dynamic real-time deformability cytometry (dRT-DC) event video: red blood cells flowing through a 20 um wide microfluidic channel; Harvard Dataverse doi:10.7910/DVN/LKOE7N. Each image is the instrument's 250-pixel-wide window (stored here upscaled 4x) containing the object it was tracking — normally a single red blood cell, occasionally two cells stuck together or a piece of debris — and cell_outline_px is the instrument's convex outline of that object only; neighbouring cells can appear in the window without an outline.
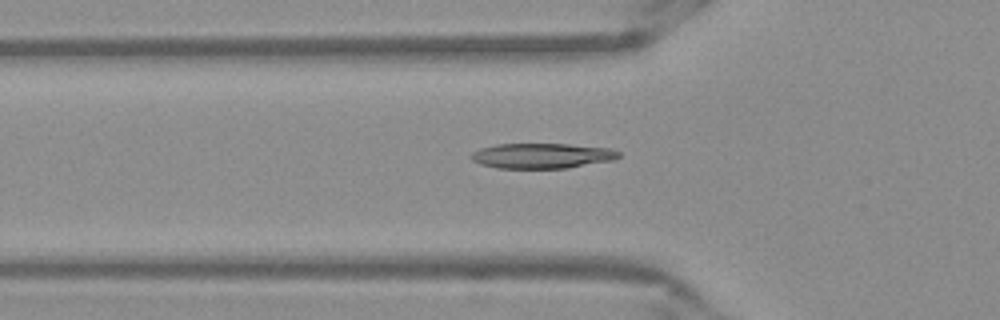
{"species": "Egyptian fruit bat (a non-hibernating species)", "species_latin": "Rousettus aegyptiacus", "temperature_condition": "warm", "stored_images_in_passage": 38, "camera_frame_rate_fps": 3000, "um_per_image_px": 0.085, "frame": {"image": 1, "passage_image": 4, "time_ms": 1.0, "image_size_px": [1000, 320], "cell_outline_px": [[620, 156], [612, 160], [568, 168], [496, 168], [480, 164], [472, 160], [468, 156], [472, 152], [480, 148], [496, 144], [568, 144], [608, 148], [620, 152]], "centroid_in_image_um": [46.01, 13.24], "position_along_channel_um": 79.8, "area_um2": 21.68}}
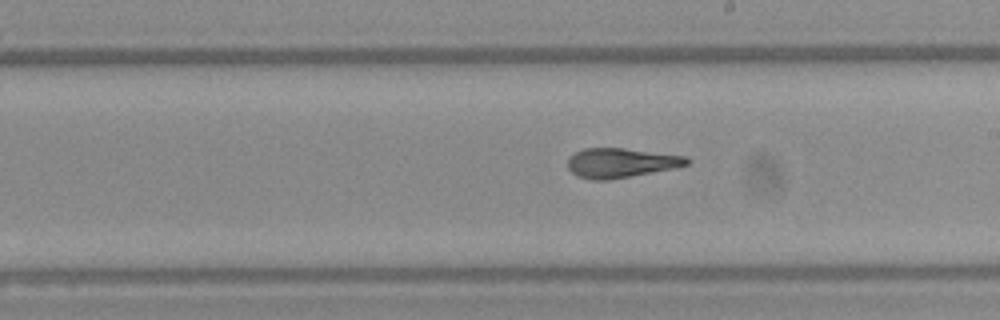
{"frame": {"image": 2, "passage_image": 16, "time_ms": 5.0, "image_size_px": [1000, 320], "cell_outline_px": [[692, 160], [688, 164], [676, 168], [608, 180], [592, 180], [576, 176], [568, 168], [568, 156], [584, 148], [624, 148], [688, 156]], "centroid_in_image_um": [52.79, 13.84], "position_along_channel_um": 236.2, "area_um2": 20.69}}
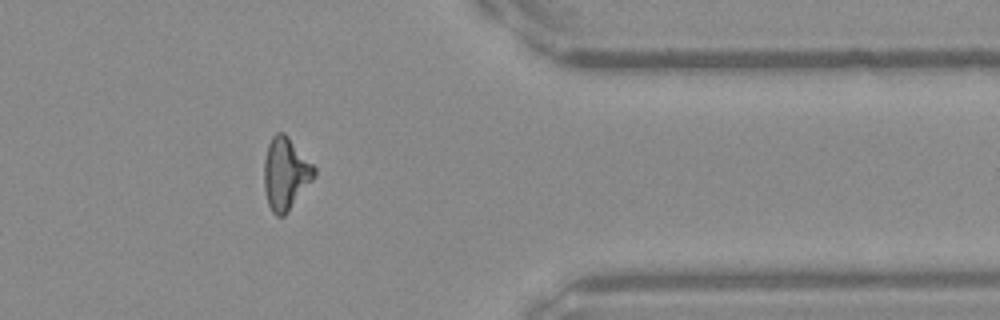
{"frame": {"image": 3, "passage_image": 29, "time_ms": 9.333, "image_size_px": [1000, 320], "cell_outline_px": [[316, 176], [284, 216], [276, 216], [272, 212], [268, 204], [264, 188], [264, 160], [268, 144], [272, 136], [276, 132], [284, 132], [288, 136], [316, 168]], "centroid_in_image_um": [24.27, 14.75], "position_along_channel_um": 387.1, "area_um2": 21.1}}